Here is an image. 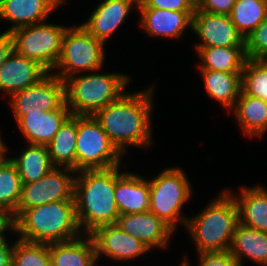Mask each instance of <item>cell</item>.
I'll return each instance as SVG.
<instances>
[{
  "label": "cell",
  "instance_id": "ab89813d",
  "mask_svg": "<svg viewBox=\"0 0 267 266\" xmlns=\"http://www.w3.org/2000/svg\"><path fill=\"white\" fill-rule=\"evenodd\" d=\"M1 137L2 136H1V133H0V156H6L7 150H8V146L6 145V143H4V141L2 140Z\"/></svg>",
  "mask_w": 267,
  "mask_h": 266
},
{
  "label": "cell",
  "instance_id": "60d3db41",
  "mask_svg": "<svg viewBox=\"0 0 267 266\" xmlns=\"http://www.w3.org/2000/svg\"><path fill=\"white\" fill-rule=\"evenodd\" d=\"M190 5L196 10L200 7L204 0H187Z\"/></svg>",
  "mask_w": 267,
  "mask_h": 266
},
{
  "label": "cell",
  "instance_id": "d4e9b609",
  "mask_svg": "<svg viewBox=\"0 0 267 266\" xmlns=\"http://www.w3.org/2000/svg\"><path fill=\"white\" fill-rule=\"evenodd\" d=\"M206 93L227 111L234 107L241 92V72L199 70Z\"/></svg>",
  "mask_w": 267,
  "mask_h": 266
},
{
  "label": "cell",
  "instance_id": "836d02e7",
  "mask_svg": "<svg viewBox=\"0 0 267 266\" xmlns=\"http://www.w3.org/2000/svg\"><path fill=\"white\" fill-rule=\"evenodd\" d=\"M199 257L198 266H239L235 257L226 251L202 252L197 254ZM188 256H184L181 266H191Z\"/></svg>",
  "mask_w": 267,
  "mask_h": 266
},
{
  "label": "cell",
  "instance_id": "4316f807",
  "mask_svg": "<svg viewBox=\"0 0 267 266\" xmlns=\"http://www.w3.org/2000/svg\"><path fill=\"white\" fill-rule=\"evenodd\" d=\"M9 159L16 166L22 184L40 180L55 167L46 145L28 143L18 157Z\"/></svg>",
  "mask_w": 267,
  "mask_h": 266
},
{
  "label": "cell",
  "instance_id": "8992f818",
  "mask_svg": "<svg viewBox=\"0 0 267 266\" xmlns=\"http://www.w3.org/2000/svg\"><path fill=\"white\" fill-rule=\"evenodd\" d=\"M151 179L149 211L174 231L178 229L180 223L186 227L188 216L182 212L183 206L193 196L191 183L182 167H167Z\"/></svg>",
  "mask_w": 267,
  "mask_h": 266
},
{
  "label": "cell",
  "instance_id": "ba28073f",
  "mask_svg": "<svg viewBox=\"0 0 267 266\" xmlns=\"http://www.w3.org/2000/svg\"><path fill=\"white\" fill-rule=\"evenodd\" d=\"M123 155L93 115H77L76 172L122 166Z\"/></svg>",
  "mask_w": 267,
  "mask_h": 266
},
{
  "label": "cell",
  "instance_id": "3957f363",
  "mask_svg": "<svg viewBox=\"0 0 267 266\" xmlns=\"http://www.w3.org/2000/svg\"><path fill=\"white\" fill-rule=\"evenodd\" d=\"M18 239L32 243L66 242L81 232L75 201H54L23 210L16 217Z\"/></svg>",
  "mask_w": 267,
  "mask_h": 266
},
{
  "label": "cell",
  "instance_id": "5bb4252c",
  "mask_svg": "<svg viewBox=\"0 0 267 266\" xmlns=\"http://www.w3.org/2000/svg\"><path fill=\"white\" fill-rule=\"evenodd\" d=\"M116 224L123 231L144 243L150 250L168 249L169 239L175 232L150 211L119 215Z\"/></svg>",
  "mask_w": 267,
  "mask_h": 266
},
{
  "label": "cell",
  "instance_id": "5b68a950",
  "mask_svg": "<svg viewBox=\"0 0 267 266\" xmlns=\"http://www.w3.org/2000/svg\"><path fill=\"white\" fill-rule=\"evenodd\" d=\"M131 80L127 74L98 70L71 76L64 81L66 105L72 115H94L119 99Z\"/></svg>",
  "mask_w": 267,
  "mask_h": 266
},
{
  "label": "cell",
  "instance_id": "8d00e7d4",
  "mask_svg": "<svg viewBox=\"0 0 267 266\" xmlns=\"http://www.w3.org/2000/svg\"><path fill=\"white\" fill-rule=\"evenodd\" d=\"M8 230L16 234V217L14 212L0 206V241L8 240L5 235Z\"/></svg>",
  "mask_w": 267,
  "mask_h": 266
},
{
  "label": "cell",
  "instance_id": "484cf974",
  "mask_svg": "<svg viewBox=\"0 0 267 266\" xmlns=\"http://www.w3.org/2000/svg\"><path fill=\"white\" fill-rule=\"evenodd\" d=\"M198 70L242 72L246 62L245 47H195Z\"/></svg>",
  "mask_w": 267,
  "mask_h": 266
},
{
  "label": "cell",
  "instance_id": "52a82bcc",
  "mask_svg": "<svg viewBox=\"0 0 267 266\" xmlns=\"http://www.w3.org/2000/svg\"><path fill=\"white\" fill-rule=\"evenodd\" d=\"M105 55L104 42L92 36L81 24L74 25L66 30L60 57L52 73L65 81L79 73L100 71Z\"/></svg>",
  "mask_w": 267,
  "mask_h": 266
},
{
  "label": "cell",
  "instance_id": "f1b7e54d",
  "mask_svg": "<svg viewBox=\"0 0 267 266\" xmlns=\"http://www.w3.org/2000/svg\"><path fill=\"white\" fill-rule=\"evenodd\" d=\"M267 16V5L263 0H235L230 14L237 31L247 37Z\"/></svg>",
  "mask_w": 267,
  "mask_h": 266
},
{
  "label": "cell",
  "instance_id": "ac0fdd59",
  "mask_svg": "<svg viewBox=\"0 0 267 266\" xmlns=\"http://www.w3.org/2000/svg\"><path fill=\"white\" fill-rule=\"evenodd\" d=\"M81 25L96 39L106 44L127 19L131 10L138 8V0H103Z\"/></svg>",
  "mask_w": 267,
  "mask_h": 266
},
{
  "label": "cell",
  "instance_id": "1f68e13d",
  "mask_svg": "<svg viewBox=\"0 0 267 266\" xmlns=\"http://www.w3.org/2000/svg\"><path fill=\"white\" fill-rule=\"evenodd\" d=\"M16 239L12 266H51L48 243H32Z\"/></svg>",
  "mask_w": 267,
  "mask_h": 266
},
{
  "label": "cell",
  "instance_id": "7a4b0ae2",
  "mask_svg": "<svg viewBox=\"0 0 267 266\" xmlns=\"http://www.w3.org/2000/svg\"><path fill=\"white\" fill-rule=\"evenodd\" d=\"M116 166L76 172L74 200L76 217L83 234L103 225L116 224L119 211L115 200Z\"/></svg>",
  "mask_w": 267,
  "mask_h": 266
},
{
  "label": "cell",
  "instance_id": "44dd1931",
  "mask_svg": "<svg viewBox=\"0 0 267 266\" xmlns=\"http://www.w3.org/2000/svg\"><path fill=\"white\" fill-rule=\"evenodd\" d=\"M237 195L231 192L238 208L239 222L259 231L267 232V188L263 184L242 186Z\"/></svg>",
  "mask_w": 267,
  "mask_h": 266
},
{
  "label": "cell",
  "instance_id": "cb8c5ba5",
  "mask_svg": "<svg viewBox=\"0 0 267 266\" xmlns=\"http://www.w3.org/2000/svg\"><path fill=\"white\" fill-rule=\"evenodd\" d=\"M229 251L239 266H244L245 258L260 266H267V232L238 222Z\"/></svg>",
  "mask_w": 267,
  "mask_h": 266
},
{
  "label": "cell",
  "instance_id": "d6986e66",
  "mask_svg": "<svg viewBox=\"0 0 267 266\" xmlns=\"http://www.w3.org/2000/svg\"><path fill=\"white\" fill-rule=\"evenodd\" d=\"M71 115L65 102L60 108L52 111L26 112L16 123L27 143L48 145Z\"/></svg>",
  "mask_w": 267,
  "mask_h": 266
},
{
  "label": "cell",
  "instance_id": "603a6c76",
  "mask_svg": "<svg viewBox=\"0 0 267 266\" xmlns=\"http://www.w3.org/2000/svg\"><path fill=\"white\" fill-rule=\"evenodd\" d=\"M228 114L235 115L241 132L247 138H261L267 133V102L260 98L241 90L236 104Z\"/></svg>",
  "mask_w": 267,
  "mask_h": 266
},
{
  "label": "cell",
  "instance_id": "e575fe53",
  "mask_svg": "<svg viewBox=\"0 0 267 266\" xmlns=\"http://www.w3.org/2000/svg\"><path fill=\"white\" fill-rule=\"evenodd\" d=\"M138 8H158L170 11H195L187 0H138Z\"/></svg>",
  "mask_w": 267,
  "mask_h": 266
},
{
  "label": "cell",
  "instance_id": "2e32d148",
  "mask_svg": "<svg viewBox=\"0 0 267 266\" xmlns=\"http://www.w3.org/2000/svg\"><path fill=\"white\" fill-rule=\"evenodd\" d=\"M140 26L147 35L177 40L193 25L195 11H170L158 8H138Z\"/></svg>",
  "mask_w": 267,
  "mask_h": 266
},
{
  "label": "cell",
  "instance_id": "7402d4cb",
  "mask_svg": "<svg viewBox=\"0 0 267 266\" xmlns=\"http://www.w3.org/2000/svg\"><path fill=\"white\" fill-rule=\"evenodd\" d=\"M49 253L51 266H99L90 234L66 242L49 243Z\"/></svg>",
  "mask_w": 267,
  "mask_h": 266
},
{
  "label": "cell",
  "instance_id": "ffe728a7",
  "mask_svg": "<svg viewBox=\"0 0 267 266\" xmlns=\"http://www.w3.org/2000/svg\"><path fill=\"white\" fill-rule=\"evenodd\" d=\"M116 166L115 200L120 215L149 211V180Z\"/></svg>",
  "mask_w": 267,
  "mask_h": 266
},
{
  "label": "cell",
  "instance_id": "b9f144b4",
  "mask_svg": "<svg viewBox=\"0 0 267 266\" xmlns=\"http://www.w3.org/2000/svg\"><path fill=\"white\" fill-rule=\"evenodd\" d=\"M6 156H0V161L2 160V159H4Z\"/></svg>",
  "mask_w": 267,
  "mask_h": 266
},
{
  "label": "cell",
  "instance_id": "30bf717a",
  "mask_svg": "<svg viewBox=\"0 0 267 266\" xmlns=\"http://www.w3.org/2000/svg\"><path fill=\"white\" fill-rule=\"evenodd\" d=\"M76 172L67 167H54L40 180L22 184L17 217L23 210L54 201H75L74 181Z\"/></svg>",
  "mask_w": 267,
  "mask_h": 266
},
{
  "label": "cell",
  "instance_id": "8fae6325",
  "mask_svg": "<svg viewBox=\"0 0 267 266\" xmlns=\"http://www.w3.org/2000/svg\"><path fill=\"white\" fill-rule=\"evenodd\" d=\"M8 100L15 121L26 112L52 111L66 102L65 82L49 72L39 82L14 93Z\"/></svg>",
  "mask_w": 267,
  "mask_h": 266
},
{
  "label": "cell",
  "instance_id": "f35d334b",
  "mask_svg": "<svg viewBox=\"0 0 267 266\" xmlns=\"http://www.w3.org/2000/svg\"><path fill=\"white\" fill-rule=\"evenodd\" d=\"M14 243L0 241V266H12Z\"/></svg>",
  "mask_w": 267,
  "mask_h": 266
},
{
  "label": "cell",
  "instance_id": "9c48e42d",
  "mask_svg": "<svg viewBox=\"0 0 267 266\" xmlns=\"http://www.w3.org/2000/svg\"><path fill=\"white\" fill-rule=\"evenodd\" d=\"M69 27L43 22L10 32L13 50L35 60L52 72L60 57L63 37Z\"/></svg>",
  "mask_w": 267,
  "mask_h": 266
},
{
  "label": "cell",
  "instance_id": "4fadbf2b",
  "mask_svg": "<svg viewBox=\"0 0 267 266\" xmlns=\"http://www.w3.org/2000/svg\"><path fill=\"white\" fill-rule=\"evenodd\" d=\"M192 31L200 40L195 47H244L230 15L195 11Z\"/></svg>",
  "mask_w": 267,
  "mask_h": 266
},
{
  "label": "cell",
  "instance_id": "83f0119b",
  "mask_svg": "<svg viewBox=\"0 0 267 266\" xmlns=\"http://www.w3.org/2000/svg\"><path fill=\"white\" fill-rule=\"evenodd\" d=\"M77 115H71L46 145L55 167H67L76 172Z\"/></svg>",
  "mask_w": 267,
  "mask_h": 266
},
{
  "label": "cell",
  "instance_id": "9a60e30c",
  "mask_svg": "<svg viewBox=\"0 0 267 266\" xmlns=\"http://www.w3.org/2000/svg\"><path fill=\"white\" fill-rule=\"evenodd\" d=\"M49 71L35 60L18 54H9L0 67V91L7 99L14 93L24 90L45 77Z\"/></svg>",
  "mask_w": 267,
  "mask_h": 266
},
{
  "label": "cell",
  "instance_id": "d6a6232c",
  "mask_svg": "<svg viewBox=\"0 0 267 266\" xmlns=\"http://www.w3.org/2000/svg\"><path fill=\"white\" fill-rule=\"evenodd\" d=\"M246 57L267 59V16L264 21L244 39Z\"/></svg>",
  "mask_w": 267,
  "mask_h": 266
},
{
  "label": "cell",
  "instance_id": "d590c367",
  "mask_svg": "<svg viewBox=\"0 0 267 266\" xmlns=\"http://www.w3.org/2000/svg\"><path fill=\"white\" fill-rule=\"evenodd\" d=\"M234 4L235 0H204L195 11L230 15Z\"/></svg>",
  "mask_w": 267,
  "mask_h": 266
},
{
  "label": "cell",
  "instance_id": "e0dca14e",
  "mask_svg": "<svg viewBox=\"0 0 267 266\" xmlns=\"http://www.w3.org/2000/svg\"><path fill=\"white\" fill-rule=\"evenodd\" d=\"M65 2L67 0H0V19L11 23V27L3 33L46 22Z\"/></svg>",
  "mask_w": 267,
  "mask_h": 266
},
{
  "label": "cell",
  "instance_id": "4dcf8cb0",
  "mask_svg": "<svg viewBox=\"0 0 267 266\" xmlns=\"http://www.w3.org/2000/svg\"><path fill=\"white\" fill-rule=\"evenodd\" d=\"M241 90L267 102V60L246 59L241 72Z\"/></svg>",
  "mask_w": 267,
  "mask_h": 266
},
{
  "label": "cell",
  "instance_id": "74e56055",
  "mask_svg": "<svg viewBox=\"0 0 267 266\" xmlns=\"http://www.w3.org/2000/svg\"><path fill=\"white\" fill-rule=\"evenodd\" d=\"M13 50V41L10 33H0V67Z\"/></svg>",
  "mask_w": 267,
  "mask_h": 266
},
{
  "label": "cell",
  "instance_id": "7c38bea8",
  "mask_svg": "<svg viewBox=\"0 0 267 266\" xmlns=\"http://www.w3.org/2000/svg\"><path fill=\"white\" fill-rule=\"evenodd\" d=\"M96 249L97 261L100 257L125 261L136 259L151 251L144 243L123 231L117 224L103 225L90 233Z\"/></svg>",
  "mask_w": 267,
  "mask_h": 266
},
{
  "label": "cell",
  "instance_id": "f546056e",
  "mask_svg": "<svg viewBox=\"0 0 267 266\" xmlns=\"http://www.w3.org/2000/svg\"><path fill=\"white\" fill-rule=\"evenodd\" d=\"M22 182L9 156L0 161V206L16 212L20 201Z\"/></svg>",
  "mask_w": 267,
  "mask_h": 266
},
{
  "label": "cell",
  "instance_id": "277c9868",
  "mask_svg": "<svg viewBox=\"0 0 267 266\" xmlns=\"http://www.w3.org/2000/svg\"><path fill=\"white\" fill-rule=\"evenodd\" d=\"M194 217H188L185 229L194 243L196 254L229 250L239 222L238 208L232 194L223 189Z\"/></svg>",
  "mask_w": 267,
  "mask_h": 266
},
{
  "label": "cell",
  "instance_id": "6da1fadb",
  "mask_svg": "<svg viewBox=\"0 0 267 266\" xmlns=\"http://www.w3.org/2000/svg\"><path fill=\"white\" fill-rule=\"evenodd\" d=\"M153 89L151 85V88L134 93L125 92L93 115L123 154L128 153V146L148 149L153 143Z\"/></svg>",
  "mask_w": 267,
  "mask_h": 266
}]
</instances>
